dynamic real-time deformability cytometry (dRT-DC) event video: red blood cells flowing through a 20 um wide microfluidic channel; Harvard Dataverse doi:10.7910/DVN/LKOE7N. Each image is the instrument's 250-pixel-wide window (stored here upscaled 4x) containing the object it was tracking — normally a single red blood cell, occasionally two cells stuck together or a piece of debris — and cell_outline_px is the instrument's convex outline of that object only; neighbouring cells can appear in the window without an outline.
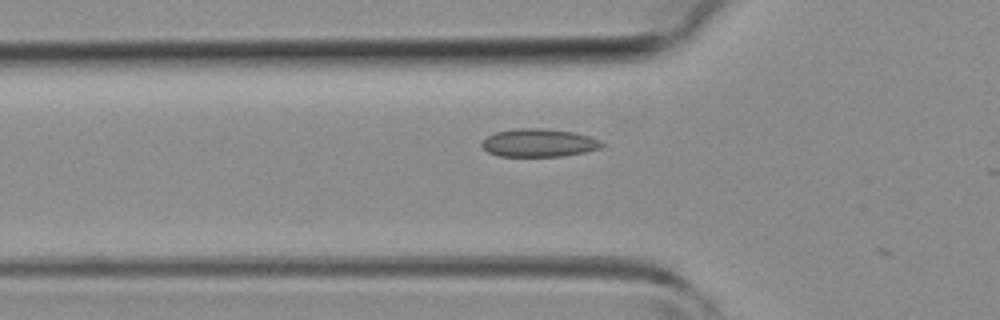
{"species": "common noctule bat (a hibernating species)", "species_latin": "Nyctalus noctula", "temperature_condition": "room temperature", "stored_images_in_passage": 5, "camera_frame_rate_fps": 3000, "um_per_image_px": 0.085, "animal": {"sex": "female", "body_mass_g": 19.3, "forearm_length_mm": 54.1}, "frame": {"image": 1, "passage_image": 3, "time_ms": 0.667, "image_size_px": [1000, 320], "cell_outline_px": [[608, 144], [600, 148], [584, 152], [560, 156], [500, 156], [488, 152], [480, 144], [488, 136], [496, 132], [516, 128], [544, 128], [572, 132], [588, 136], [600, 140]], "centroid_in_image_um": [45.82, 12.14], "position_along_channel_um": 80.0, "area_um2": 19.54}}